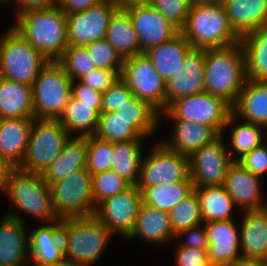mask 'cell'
Masks as SVG:
<instances>
[{
  "label": "cell",
  "mask_w": 267,
  "mask_h": 266,
  "mask_svg": "<svg viewBox=\"0 0 267 266\" xmlns=\"http://www.w3.org/2000/svg\"><path fill=\"white\" fill-rule=\"evenodd\" d=\"M12 28L48 61H57L69 46L66 13L58 5L20 14Z\"/></svg>",
  "instance_id": "obj_1"
},
{
  "label": "cell",
  "mask_w": 267,
  "mask_h": 266,
  "mask_svg": "<svg viewBox=\"0 0 267 266\" xmlns=\"http://www.w3.org/2000/svg\"><path fill=\"white\" fill-rule=\"evenodd\" d=\"M246 80L245 54L240 42L206 49L204 92L233 106Z\"/></svg>",
  "instance_id": "obj_2"
},
{
  "label": "cell",
  "mask_w": 267,
  "mask_h": 266,
  "mask_svg": "<svg viewBox=\"0 0 267 266\" xmlns=\"http://www.w3.org/2000/svg\"><path fill=\"white\" fill-rule=\"evenodd\" d=\"M180 32L193 48H223L241 40L230 25L221 2L191 5Z\"/></svg>",
  "instance_id": "obj_3"
},
{
  "label": "cell",
  "mask_w": 267,
  "mask_h": 266,
  "mask_svg": "<svg viewBox=\"0 0 267 266\" xmlns=\"http://www.w3.org/2000/svg\"><path fill=\"white\" fill-rule=\"evenodd\" d=\"M112 234L94 215L62 219L65 259L91 266L104 252L105 245Z\"/></svg>",
  "instance_id": "obj_4"
},
{
  "label": "cell",
  "mask_w": 267,
  "mask_h": 266,
  "mask_svg": "<svg viewBox=\"0 0 267 266\" xmlns=\"http://www.w3.org/2000/svg\"><path fill=\"white\" fill-rule=\"evenodd\" d=\"M0 38V76L33 86L49 61L12 27Z\"/></svg>",
  "instance_id": "obj_5"
},
{
  "label": "cell",
  "mask_w": 267,
  "mask_h": 266,
  "mask_svg": "<svg viewBox=\"0 0 267 266\" xmlns=\"http://www.w3.org/2000/svg\"><path fill=\"white\" fill-rule=\"evenodd\" d=\"M14 207L44 221L58 220L53 209L50 186L41 174L27 173L16 168L1 190Z\"/></svg>",
  "instance_id": "obj_6"
},
{
  "label": "cell",
  "mask_w": 267,
  "mask_h": 266,
  "mask_svg": "<svg viewBox=\"0 0 267 266\" xmlns=\"http://www.w3.org/2000/svg\"><path fill=\"white\" fill-rule=\"evenodd\" d=\"M70 138L58 119H35L31 127L26 154L19 170L42 174L62 152Z\"/></svg>",
  "instance_id": "obj_7"
},
{
  "label": "cell",
  "mask_w": 267,
  "mask_h": 266,
  "mask_svg": "<svg viewBox=\"0 0 267 266\" xmlns=\"http://www.w3.org/2000/svg\"><path fill=\"white\" fill-rule=\"evenodd\" d=\"M73 81L57 61H49L32 86L35 119H59L72 95Z\"/></svg>",
  "instance_id": "obj_8"
},
{
  "label": "cell",
  "mask_w": 267,
  "mask_h": 266,
  "mask_svg": "<svg viewBox=\"0 0 267 266\" xmlns=\"http://www.w3.org/2000/svg\"><path fill=\"white\" fill-rule=\"evenodd\" d=\"M164 113L172 119L205 124L218 135L236 119L228 102L206 92L179 98Z\"/></svg>",
  "instance_id": "obj_9"
},
{
  "label": "cell",
  "mask_w": 267,
  "mask_h": 266,
  "mask_svg": "<svg viewBox=\"0 0 267 266\" xmlns=\"http://www.w3.org/2000/svg\"><path fill=\"white\" fill-rule=\"evenodd\" d=\"M92 174L78 169L50 186L53 209L58 219L93 216L96 211L92 195Z\"/></svg>",
  "instance_id": "obj_10"
},
{
  "label": "cell",
  "mask_w": 267,
  "mask_h": 266,
  "mask_svg": "<svg viewBox=\"0 0 267 266\" xmlns=\"http://www.w3.org/2000/svg\"><path fill=\"white\" fill-rule=\"evenodd\" d=\"M120 79L158 114L166 110V82L145 53L124 59Z\"/></svg>",
  "instance_id": "obj_11"
},
{
  "label": "cell",
  "mask_w": 267,
  "mask_h": 266,
  "mask_svg": "<svg viewBox=\"0 0 267 266\" xmlns=\"http://www.w3.org/2000/svg\"><path fill=\"white\" fill-rule=\"evenodd\" d=\"M152 149L151 154L142 158L137 183L140 191L146 186L192 181L189 156L173 151L161 142Z\"/></svg>",
  "instance_id": "obj_12"
},
{
  "label": "cell",
  "mask_w": 267,
  "mask_h": 266,
  "mask_svg": "<svg viewBox=\"0 0 267 266\" xmlns=\"http://www.w3.org/2000/svg\"><path fill=\"white\" fill-rule=\"evenodd\" d=\"M224 144L223 135H218L189 156L194 188L224 184L227 170L233 163V157Z\"/></svg>",
  "instance_id": "obj_13"
},
{
  "label": "cell",
  "mask_w": 267,
  "mask_h": 266,
  "mask_svg": "<svg viewBox=\"0 0 267 266\" xmlns=\"http://www.w3.org/2000/svg\"><path fill=\"white\" fill-rule=\"evenodd\" d=\"M119 8L115 0H103L87 10L66 14L69 46H87L106 38L112 14Z\"/></svg>",
  "instance_id": "obj_14"
},
{
  "label": "cell",
  "mask_w": 267,
  "mask_h": 266,
  "mask_svg": "<svg viewBox=\"0 0 267 266\" xmlns=\"http://www.w3.org/2000/svg\"><path fill=\"white\" fill-rule=\"evenodd\" d=\"M141 203V191L137 186H130L102 201L94 216L113 234L119 233L126 238L133 230Z\"/></svg>",
  "instance_id": "obj_15"
},
{
  "label": "cell",
  "mask_w": 267,
  "mask_h": 266,
  "mask_svg": "<svg viewBox=\"0 0 267 266\" xmlns=\"http://www.w3.org/2000/svg\"><path fill=\"white\" fill-rule=\"evenodd\" d=\"M124 9L130 16L143 53L154 46L169 41L180 32L151 4H136Z\"/></svg>",
  "instance_id": "obj_16"
},
{
  "label": "cell",
  "mask_w": 267,
  "mask_h": 266,
  "mask_svg": "<svg viewBox=\"0 0 267 266\" xmlns=\"http://www.w3.org/2000/svg\"><path fill=\"white\" fill-rule=\"evenodd\" d=\"M206 49L192 48L184 58L183 73L166 82V109L175 100L204 92Z\"/></svg>",
  "instance_id": "obj_17"
},
{
  "label": "cell",
  "mask_w": 267,
  "mask_h": 266,
  "mask_svg": "<svg viewBox=\"0 0 267 266\" xmlns=\"http://www.w3.org/2000/svg\"><path fill=\"white\" fill-rule=\"evenodd\" d=\"M203 224L207 234L211 266H229L241 257L240 229L234 219Z\"/></svg>",
  "instance_id": "obj_18"
},
{
  "label": "cell",
  "mask_w": 267,
  "mask_h": 266,
  "mask_svg": "<svg viewBox=\"0 0 267 266\" xmlns=\"http://www.w3.org/2000/svg\"><path fill=\"white\" fill-rule=\"evenodd\" d=\"M23 220L19 214L11 210L1 220L0 266H27L29 263V238Z\"/></svg>",
  "instance_id": "obj_19"
},
{
  "label": "cell",
  "mask_w": 267,
  "mask_h": 266,
  "mask_svg": "<svg viewBox=\"0 0 267 266\" xmlns=\"http://www.w3.org/2000/svg\"><path fill=\"white\" fill-rule=\"evenodd\" d=\"M260 181V176L233 162L227 170L223 186L235 206L244 207V211L259 210L267 207L262 200Z\"/></svg>",
  "instance_id": "obj_20"
},
{
  "label": "cell",
  "mask_w": 267,
  "mask_h": 266,
  "mask_svg": "<svg viewBox=\"0 0 267 266\" xmlns=\"http://www.w3.org/2000/svg\"><path fill=\"white\" fill-rule=\"evenodd\" d=\"M51 224V225H50ZM30 259L35 266H46L65 259L62 220L39 226L29 235Z\"/></svg>",
  "instance_id": "obj_21"
},
{
  "label": "cell",
  "mask_w": 267,
  "mask_h": 266,
  "mask_svg": "<svg viewBox=\"0 0 267 266\" xmlns=\"http://www.w3.org/2000/svg\"><path fill=\"white\" fill-rule=\"evenodd\" d=\"M221 3L240 38L267 25V0H222Z\"/></svg>",
  "instance_id": "obj_22"
},
{
  "label": "cell",
  "mask_w": 267,
  "mask_h": 266,
  "mask_svg": "<svg viewBox=\"0 0 267 266\" xmlns=\"http://www.w3.org/2000/svg\"><path fill=\"white\" fill-rule=\"evenodd\" d=\"M137 237L148 244L157 242L159 245L174 239L169 213L141 203L133 230L126 238Z\"/></svg>",
  "instance_id": "obj_23"
},
{
  "label": "cell",
  "mask_w": 267,
  "mask_h": 266,
  "mask_svg": "<svg viewBox=\"0 0 267 266\" xmlns=\"http://www.w3.org/2000/svg\"><path fill=\"white\" fill-rule=\"evenodd\" d=\"M34 118H4L0 121V154L18 168L27 151Z\"/></svg>",
  "instance_id": "obj_24"
},
{
  "label": "cell",
  "mask_w": 267,
  "mask_h": 266,
  "mask_svg": "<svg viewBox=\"0 0 267 266\" xmlns=\"http://www.w3.org/2000/svg\"><path fill=\"white\" fill-rule=\"evenodd\" d=\"M192 48L179 32L169 41L150 48L145 54L151 59L161 78L167 82L173 75L183 73L184 58Z\"/></svg>",
  "instance_id": "obj_25"
},
{
  "label": "cell",
  "mask_w": 267,
  "mask_h": 266,
  "mask_svg": "<svg viewBox=\"0 0 267 266\" xmlns=\"http://www.w3.org/2000/svg\"><path fill=\"white\" fill-rule=\"evenodd\" d=\"M244 213L240 228L241 257L267 259V207Z\"/></svg>",
  "instance_id": "obj_26"
},
{
  "label": "cell",
  "mask_w": 267,
  "mask_h": 266,
  "mask_svg": "<svg viewBox=\"0 0 267 266\" xmlns=\"http://www.w3.org/2000/svg\"><path fill=\"white\" fill-rule=\"evenodd\" d=\"M232 114L267 128V81L246 80L232 106Z\"/></svg>",
  "instance_id": "obj_27"
},
{
  "label": "cell",
  "mask_w": 267,
  "mask_h": 266,
  "mask_svg": "<svg viewBox=\"0 0 267 266\" xmlns=\"http://www.w3.org/2000/svg\"><path fill=\"white\" fill-rule=\"evenodd\" d=\"M87 152V137L70 136L60 155L41 174L44 181L51 186L74 171L86 168Z\"/></svg>",
  "instance_id": "obj_28"
},
{
  "label": "cell",
  "mask_w": 267,
  "mask_h": 266,
  "mask_svg": "<svg viewBox=\"0 0 267 266\" xmlns=\"http://www.w3.org/2000/svg\"><path fill=\"white\" fill-rule=\"evenodd\" d=\"M0 116L4 118H34L32 86L0 76Z\"/></svg>",
  "instance_id": "obj_29"
},
{
  "label": "cell",
  "mask_w": 267,
  "mask_h": 266,
  "mask_svg": "<svg viewBox=\"0 0 267 266\" xmlns=\"http://www.w3.org/2000/svg\"><path fill=\"white\" fill-rule=\"evenodd\" d=\"M105 39L123 59L143 53L133 23L124 8L119 7L112 14Z\"/></svg>",
  "instance_id": "obj_30"
},
{
  "label": "cell",
  "mask_w": 267,
  "mask_h": 266,
  "mask_svg": "<svg viewBox=\"0 0 267 266\" xmlns=\"http://www.w3.org/2000/svg\"><path fill=\"white\" fill-rule=\"evenodd\" d=\"M176 120L174 135L169 141L162 143L169 149L190 156L203 145L211 142L218 134L209 126L186 120Z\"/></svg>",
  "instance_id": "obj_31"
},
{
  "label": "cell",
  "mask_w": 267,
  "mask_h": 266,
  "mask_svg": "<svg viewBox=\"0 0 267 266\" xmlns=\"http://www.w3.org/2000/svg\"><path fill=\"white\" fill-rule=\"evenodd\" d=\"M245 54L246 79L267 81V25L241 37Z\"/></svg>",
  "instance_id": "obj_32"
},
{
  "label": "cell",
  "mask_w": 267,
  "mask_h": 266,
  "mask_svg": "<svg viewBox=\"0 0 267 266\" xmlns=\"http://www.w3.org/2000/svg\"><path fill=\"white\" fill-rule=\"evenodd\" d=\"M99 115L100 113L95 109V103L82 102L71 95L58 120L70 136L72 133L78 132L79 134L76 136L88 137L95 135Z\"/></svg>",
  "instance_id": "obj_33"
},
{
  "label": "cell",
  "mask_w": 267,
  "mask_h": 266,
  "mask_svg": "<svg viewBox=\"0 0 267 266\" xmlns=\"http://www.w3.org/2000/svg\"><path fill=\"white\" fill-rule=\"evenodd\" d=\"M200 201V213L204 223L231 220L235 206L223 185L194 188Z\"/></svg>",
  "instance_id": "obj_34"
},
{
  "label": "cell",
  "mask_w": 267,
  "mask_h": 266,
  "mask_svg": "<svg viewBox=\"0 0 267 266\" xmlns=\"http://www.w3.org/2000/svg\"><path fill=\"white\" fill-rule=\"evenodd\" d=\"M141 139L113 143L111 170L131 186H137L142 162Z\"/></svg>",
  "instance_id": "obj_35"
},
{
  "label": "cell",
  "mask_w": 267,
  "mask_h": 266,
  "mask_svg": "<svg viewBox=\"0 0 267 266\" xmlns=\"http://www.w3.org/2000/svg\"><path fill=\"white\" fill-rule=\"evenodd\" d=\"M194 190L192 181L146 186L142 191V203L169 212Z\"/></svg>",
  "instance_id": "obj_36"
},
{
  "label": "cell",
  "mask_w": 267,
  "mask_h": 266,
  "mask_svg": "<svg viewBox=\"0 0 267 266\" xmlns=\"http://www.w3.org/2000/svg\"><path fill=\"white\" fill-rule=\"evenodd\" d=\"M118 117L129 121L143 137L150 136L158 124L159 114L146 102L132 95L116 111Z\"/></svg>",
  "instance_id": "obj_37"
},
{
  "label": "cell",
  "mask_w": 267,
  "mask_h": 266,
  "mask_svg": "<svg viewBox=\"0 0 267 266\" xmlns=\"http://www.w3.org/2000/svg\"><path fill=\"white\" fill-rule=\"evenodd\" d=\"M94 136L111 143L145 138L129 124V121L118 117L116 112L100 113L98 127Z\"/></svg>",
  "instance_id": "obj_38"
},
{
  "label": "cell",
  "mask_w": 267,
  "mask_h": 266,
  "mask_svg": "<svg viewBox=\"0 0 267 266\" xmlns=\"http://www.w3.org/2000/svg\"><path fill=\"white\" fill-rule=\"evenodd\" d=\"M168 213L174 234L182 229L204 223L200 213V201L195 189Z\"/></svg>",
  "instance_id": "obj_39"
},
{
  "label": "cell",
  "mask_w": 267,
  "mask_h": 266,
  "mask_svg": "<svg viewBox=\"0 0 267 266\" xmlns=\"http://www.w3.org/2000/svg\"><path fill=\"white\" fill-rule=\"evenodd\" d=\"M235 126L231 132L230 145L235 152L233 162H238L247 153L251 152L255 147L262 144V129L265 128L261 125L244 122ZM238 158H235V155Z\"/></svg>",
  "instance_id": "obj_40"
},
{
  "label": "cell",
  "mask_w": 267,
  "mask_h": 266,
  "mask_svg": "<svg viewBox=\"0 0 267 266\" xmlns=\"http://www.w3.org/2000/svg\"><path fill=\"white\" fill-rule=\"evenodd\" d=\"M57 62L72 81H78L97 69L84 46H68Z\"/></svg>",
  "instance_id": "obj_41"
},
{
  "label": "cell",
  "mask_w": 267,
  "mask_h": 266,
  "mask_svg": "<svg viewBox=\"0 0 267 266\" xmlns=\"http://www.w3.org/2000/svg\"><path fill=\"white\" fill-rule=\"evenodd\" d=\"M86 169L93 175L111 169L113 143L101 140L96 136L87 137Z\"/></svg>",
  "instance_id": "obj_42"
},
{
  "label": "cell",
  "mask_w": 267,
  "mask_h": 266,
  "mask_svg": "<svg viewBox=\"0 0 267 266\" xmlns=\"http://www.w3.org/2000/svg\"><path fill=\"white\" fill-rule=\"evenodd\" d=\"M92 195L96 207L104 200L125 191L131 185L113 170L92 175Z\"/></svg>",
  "instance_id": "obj_43"
},
{
  "label": "cell",
  "mask_w": 267,
  "mask_h": 266,
  "mask_svg": "<svg viewBox=\"0 0 267 266\" xmlns=\"http://www.w3.org/2000/svg\"><path fill=\"white\" fill-rule=\"evenodd\" d=\"M96 68L117 70L121 73L124 59L106 39L94 41L85 46Z\"/></svg>",
  "instance_id": "obj_44"
},
{
  "label": "cell",
  "mask_w": 267,
  "mask_h": 266,
  "mask_svg": "<svg viewBox=\"0 0 267 266\" xmlns=\"http://www.w3.org/2000/svg\"><path fill=\"white\" fill-rule=\"evenodd\" d=\"M150 4L179 30L184 27L191 6L189 0H153Z\"/></svg>",
  "instance_id": "obj_45"
},
{
  "label": "cell",
  "mask_w": 267,
  "mask_h": 266,
  "mask_svg": "<svg viewBox=\"0 0 267 266\" xmlns=\"http://www.w3.org/2000/svg\"><path fill=\"white\" fill-rule=\"evenodd\" d=\"M132 95L128 86L119 79L105 92H102L101 112H115Z\"/></svg>",
  "instance_id": "obj_46"
},
{
  "label": "cell",
  "mask_w": 267,
  "mask_h": 266,
  "mask_svg": "<svg viewBox=\"0 0 267 266\" xmlns=\"http://www.w3.org/2000/svg\"><path fill=\"white\" fill-rule=\"evenodd\" d=\"M119 79L120 73L117 70L97 68L90 74L83 76L79 81L89 88L102 93Z\"/></svg>",
  "instance_id": "obj_47"
},
{
  "label": "cell",
  "mask_w": 267,
  "mask_h": 266,
  "mask_svg": "<svg viewBox=\"0 0 267 266\" xmlns=\"http://www.w3.org/2000/svg\"><path fill=\"white\" fill-rule=\"evenodd\" d=\"M238 163L246 170L261 177L267 172V148L262 143L247 153Z\"/></svg>",
  "instance_id": "obj_48"
},
{
  "label": "cell",
  "mask_w": 267,
  "mask_h": 266,
  "mask_svg": "<svg viewBox=\"0 0 267 266\" xmlns=\"http://www.w3.org/2000/svg\"><path fill=\"white\" fill-rule=\"evenodd\" d=\"M176 266H211V264L207 251L179 246L176 251Z\"/></svg>",
  "instance_id": "obj_49"
},
{
  "label": "cell",
  "mask_w": 267,
  "mask_h": 266,
  "mask_svg": "<svg viewBox=\"0 0 267 266\" xmlns=\"http://www.w3.org/2000/svg\"><path fill=\"white\" fill-rule=\"evenodd\" d=\"M182 236H187L184 243L180 246L184 247H195L208 252V240L205 227L201 228V224L191 226L186 229L180 230L175 234V238Z\"/></svg>",
  "instance_id": "obj_50"
},
{
  "label": "cell",
  "mask_w": 267,
  "mask_h": 266,
  "mask_svg": "<svg viewBox=\"0 0 267 266\" xmlns=\"http://www.w3.org/2000/svg\"><path fill=\"white\" fill-rule=\"evenodd\" d=\"M72 96L82 102L95 103V109L101 113L102 93L89 88L79 80H75L72 83Z\"/></svg>",
  "instance_id": "obj_51"
},
{
  "label": "cell",
  "mask_w": 267,
  "mask_h": 266,
  "mask_svg": "<svg viewBox=\"0 0 267 266\" xmlns=\"http://www.w3.org/2000/svg\"><path fill=\"white\" fill-rule=\"evenodd\" d=\"M16 4V17L32 10L48 9L58 5V0H11Z\"/></svg>",
  "instance_id": "obj_52"
},
{
  "label": "cell",
  "mask_w": 267,
  "mask_h": 266,
  "mask_svg": "<svg viewBox=\"0 0 267 266\" xmlns=\"http://www.w3.org/2000/svg\"><path fill=\"white\" fill-rule=\"evenodd\" d=\"M103 0H58L59 8L66 14L87 10Z\"/></svg>",
  "instance_id": "obj_53"
},
{
  "label": "cell",
  "mask_w": 267,
  "mask_h": 266,
  "mask_svg": "<svg viewBox=\"0 0 267 266\" xmlns=\"http://www.w3.org/2000/svg\"><path fill=\"white\" fill-rule=\"evenodd\" d=\"M15 169L16 167L0 154V190L4 188L10 174Z\"/></svg>",
  "instance_id": "obj_54"
},
{
  "label": "cell",
  "mask_w": 267,
  "mask_h": 266,
  "mask_svg": "<svg viewBox=\"0 0 267 266\" xmlns=\"http://www.w3.org/2000/svg\"><path fill=\"white\" fill-rule=\"evenodd\" d=\"M229 266H267V259L240 257Z\"/></svg>",
  "instance_id": "obj_55"
},
{
  "label": "cell",
  "mask_w": 267,
  "mask_h": 266,
  "mask_svg": "<svg viewBox=\"0 0 267 266\" xmlns=\"http://www.w3.org/2000/svg\"><path fill=\"white\" fill-rule=\"evenodd\" d=\"M120 8H126L136 4H150L153 0H115Z\"/></svg>",
  "instance_id": "obj_56"
},
{
  "label": "cell",
  "mask_w": 267,
  "mask_h": 266,
  "mask_svg": "<svg viewBox=\"0 0 267 266\" xmlns=\"http://www.w3.org/2000/svg\"><path fill=\"white\" fill-rule=\"evenodd\" d=\"M222 0H189L191 5H200V4H214L220 3Z\"/></svg>",
  "instance_id": "obj_57"
},
{
  "label": "cell",
  "mask_w": 267,
  "mask_h": 266,
  "mask_svg": "<svg viewBox=\"0 0 267 266\" xmlns=\"http://www.w3.org/2000/svg\"><path fill=\"white\" fill-rule=\"evenodd\" d=\"M46 266H84V265H81V264H78V263H75V262H72V261L64 259L61 262L50 264V265H46Z\"/></svg>",
  "instance_id": "obj_58"
},
{
  "label": "cell",
  "mask_w": 267,
  "mask_h": 266,
  "mask_svg": "<svg viewBox=\"0 0 267 266\" xmlns=\"http://www.w3.org/2000/svg\"><path fill=\"white\" fill-rule=\"evenodd\" d=\"M5 1H6V2H7V1L9 2V0H0V2H5ZM10 2H11V0H10Z\"/></svg>",
  "instance_id": "obj_59"
}]
</instances>
